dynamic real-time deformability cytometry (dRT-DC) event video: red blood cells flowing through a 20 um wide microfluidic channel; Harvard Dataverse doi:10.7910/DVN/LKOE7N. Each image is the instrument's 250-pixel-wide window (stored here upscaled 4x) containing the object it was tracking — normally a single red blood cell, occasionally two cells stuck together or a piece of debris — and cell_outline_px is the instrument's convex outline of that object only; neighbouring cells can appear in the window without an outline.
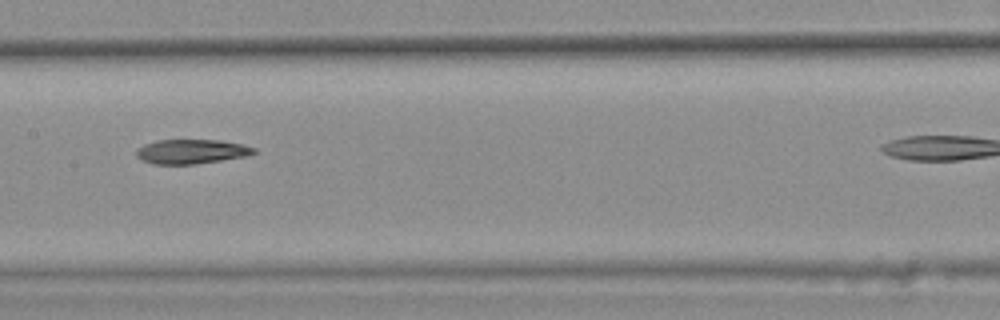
{"species": "common noctule bat (a hibernating species)", "species_latin": "Nyctalus noctula", "temperature_condition": "warm", "stored_images_in_passage": 9, "camera_frame_rate_fps": 3000, "um_per_image_px": 0.085, "animal": {"sex": "female", "body_mass_g": 25.1}, "frame": {"image": 1, "passage_image": 6, "time_ms": 1.667, "image_size_px": [1000, 320], "cell_outline_px": [[256, 152], [248, 156], [196, 164], [152, 164], [136, 156], [136, 148], [144, 144], [156, 140], [220, 140], [240, 144], [256, 148]], "centroid_in_image_um": [16.26, 12.88], "position_along_channel_um": 191.1, "area_um2": 16.76}}